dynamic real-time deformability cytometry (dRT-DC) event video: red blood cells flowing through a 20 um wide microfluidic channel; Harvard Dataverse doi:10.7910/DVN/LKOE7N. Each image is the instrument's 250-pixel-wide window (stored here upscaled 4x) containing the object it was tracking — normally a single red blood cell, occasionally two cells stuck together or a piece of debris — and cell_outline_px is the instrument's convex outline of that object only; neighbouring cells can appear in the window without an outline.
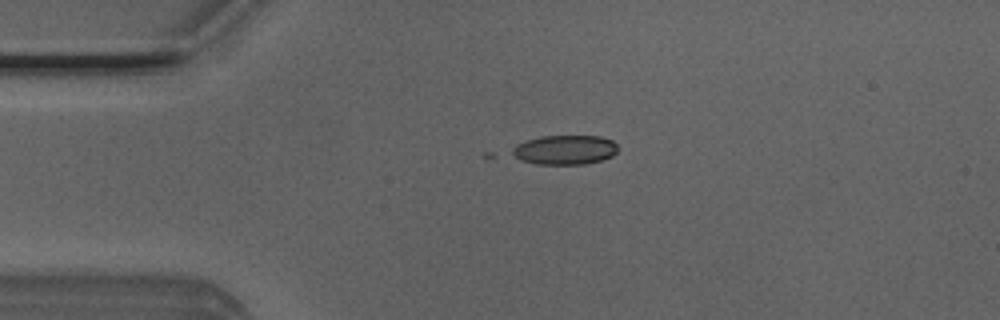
{"species": "Egyptian fruit bat (a non-hibernating species)", "species_latin": "Rousettus aegyptiacus", "temperature_condition": "room temperature", "stored_images_in_passage": 14, "camera_frame_rate_fps": 3000, "um_per_image_px": 0.085, "animal": {"sex": "male"}, "frame": {"image": 1, "passage_image": 11, "time_ms": 3.333, "image_size_px": [1000, 320], "cell_outline_px": [[616, 152], [612, 156], [600, 160], [584, 164], [536, 164], [520, 160], [504, 152], [516, 144], [524, 140], [540, 136], [600, 136], [612, 140], [616, 144]], "centroid_in_image_um": [47.88, 12.73], "position_along_channel_um": 37.1, "area_um2": 18.5}}